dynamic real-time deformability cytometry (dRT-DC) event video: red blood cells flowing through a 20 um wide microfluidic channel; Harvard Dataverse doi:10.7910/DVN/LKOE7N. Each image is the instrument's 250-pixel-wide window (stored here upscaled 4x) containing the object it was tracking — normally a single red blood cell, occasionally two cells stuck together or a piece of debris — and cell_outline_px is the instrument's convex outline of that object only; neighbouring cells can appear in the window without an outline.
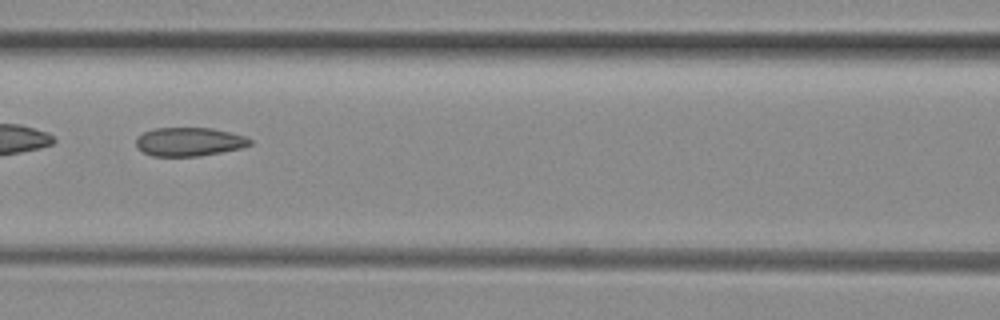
{"species": "common noctule bat (a hibernating species)", "species_latin": "Nyctalus noctula", "temperature_condition": "room temperature", "stored_images_in_passage": 33, "camera_frame_rate_fps": 3000, "um_per_image_px": 0.085, "animal": {"sex": "female", "body_mass_g": 29.2, "forearm_length_mm": 56.3}, "frame": {"image": 1, "passage_image": 10, "time_ms": 3.0, "image_size_px": [1000, 320], "cell_outline_px": [[252, 144], [240, 148], [220, 152], [196, 156], [152, 156], [144, 152], [136, 144], [136, 140], [144, 132], [152, 128], [212, 128], [244, 136], [252, 140]], "centroid_in_image_um": [16.08, 12.04], "position_along_channel_um": 150.5, "area_um2": 18.73}}
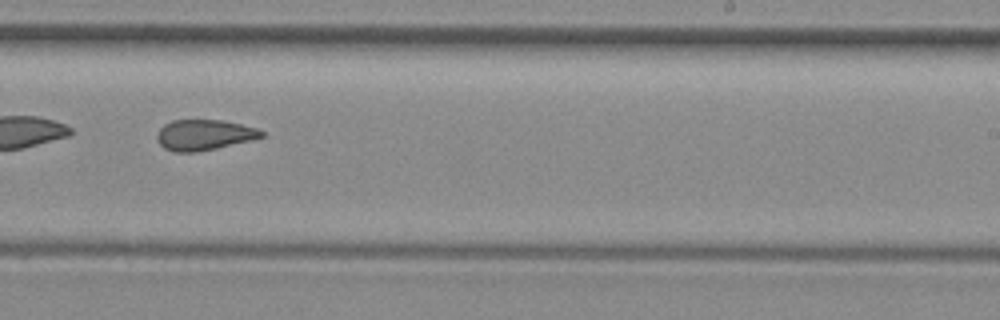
{"frame": {"image": 2, "passage_image": 19, "time_ms": 6.0, "image_size_px": [1000, 320], "cell_outline_px": [[264, 136], [216, 148], [196, 152], [172, 152], [164, 148], [160, 144], [156, 136], [160, 128], [164, 124], [172, 120], [220, 120], [240, 124], [256, 128], [264, 132]], "centroid_in_image_um": [17.29, 11.46], "position_along_channel_um": 271.7, "area_um2": 18.38}, "authors_computed_cell_mechanics": {"area_um2": 19.1896, "velocity_mm_per_s": 4.0549, "shape_relaxation_time_tau1_ms": null, "shape_relaxation_time_tau2_ms": 1.8211, "deformation_change_tau1": null, "deformation_change_tau2": 0.09}}